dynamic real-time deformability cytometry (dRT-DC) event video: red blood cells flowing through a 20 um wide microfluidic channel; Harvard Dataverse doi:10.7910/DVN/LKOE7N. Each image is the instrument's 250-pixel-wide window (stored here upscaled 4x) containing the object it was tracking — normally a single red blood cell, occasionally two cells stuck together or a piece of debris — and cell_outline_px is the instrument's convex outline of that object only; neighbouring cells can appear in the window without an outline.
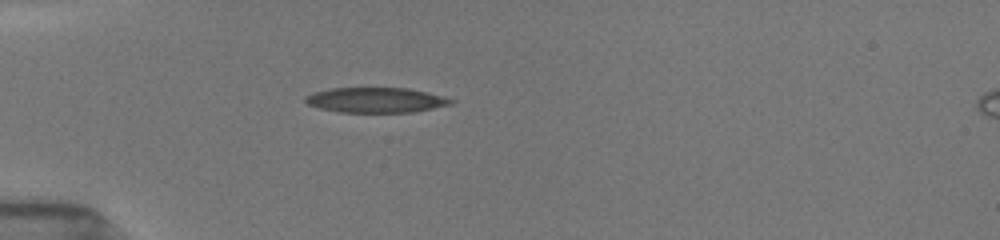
{"species": "common noctule bat (a hibernating species)", "species_latin": "Nyctalus noctula", "temperature_condition": "room temperature", "stored_images_in_passage": 40, "camera_frame_rate_fps": 3000, "um_per_image_px": 0.085, "animal": {"sex": "female", "body_mass_g": 19.5, "forearm_length_mm": 54.1}, "frame": {"image": 1, "passage_image": 1, "time_ms": 0.0, "image_size_px": [1000, 240], "cell_outline_px": [[456, 100], [452, 104], [412, 112], [340, 112], [320, 108], [308, 104], [304, 100], [304, 96], [312, 92], [332, 88], [408, 88]], "centroid_in_image_um": [31.9, 8.5], "position_along_channel_um": 53.1, "area_um2": 21.1}}
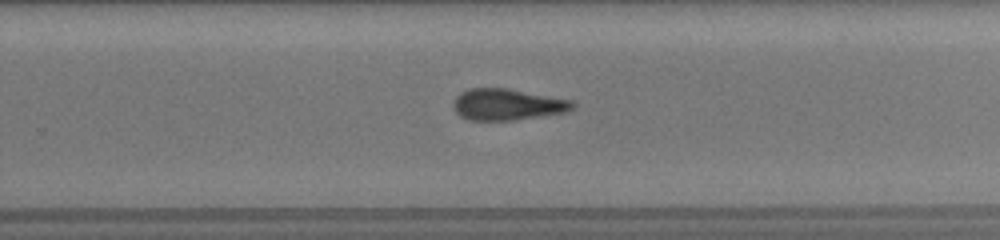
{"frame": {"image": 2, "passage_image": 26, "time_ms": 6.333, "image_size_px": [1000, 240], "cell_outline_px": [[576, 104], [572, 108], [564, 112], [512, 120], [468, 120], [460, 116], [452, 108], [452, 104], [456, 96], [460, 92], [468, 88], [508, 88], [572, 100]], "centroid_in_image_um": [43.06, 8.87], "position_along_channel_um": 286.7, "area_um2": 21.79}}
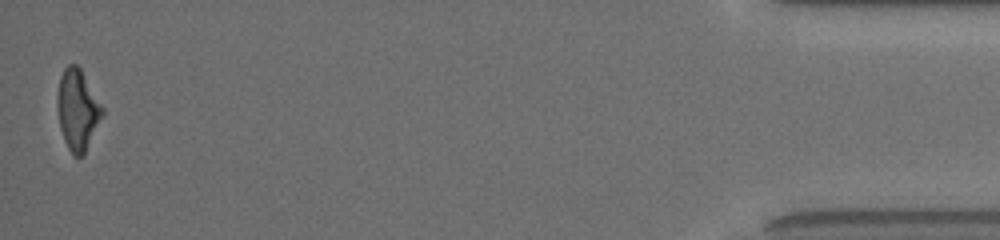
{"frame": {"image": 3, "passage_image": 40, "time_ms": 12.0, "image_size_px": [1000, 240], "cell_outline_px": [[104, 112], [84, 152], [80, 156], [72, 156], [64, 140], [60, 128], [56, 108], [56, 96], [60, 76], [64, 68], [68, 64], [76, 64], [80, 68], [104, 108]], "centroid_in_image_um": [6.55, 9.29], "position_along_channel_um": 428.6, "area_um2": 21.04}, "authors_computed_cell_mechanics": {"area_um2": 22.542, "velocity_mm_per_s": 3.9334, "shape_relaxation_time_tau1_ms": 8.2511, "shape_relaxation_time_tau2_ms": 2.8373, "deformation_change_tau1": 0.2031, "deformation_change_tau2": 0.1134}}